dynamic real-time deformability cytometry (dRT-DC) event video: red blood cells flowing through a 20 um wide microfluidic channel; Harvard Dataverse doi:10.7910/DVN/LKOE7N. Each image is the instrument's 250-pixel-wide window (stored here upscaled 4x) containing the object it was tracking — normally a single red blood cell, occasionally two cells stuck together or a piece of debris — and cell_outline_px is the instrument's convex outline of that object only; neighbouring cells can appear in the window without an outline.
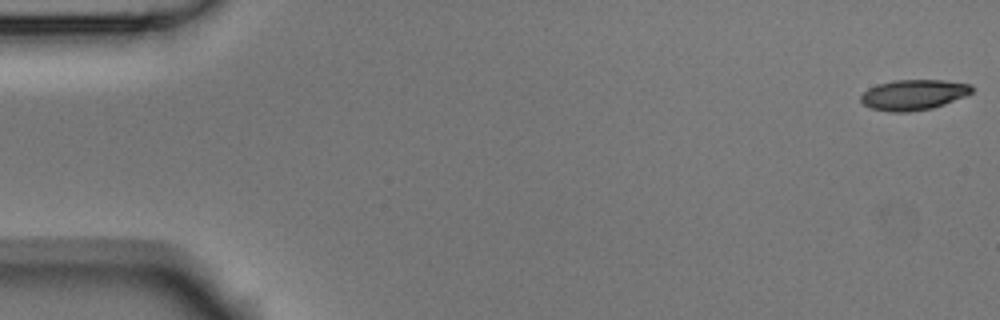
{"species": "Egyptian fruit bat (a non-hibernating species)", "species_latin": "Rousettus aegyptiacus", "temperature_condition": "room temperature", "stored_images_in_passage": 6, "camera_frame_rate_fps": 3000, "um_per_image_px": 0.085, "animal": {"sex": "male"}, "frame": {"image": 1, "passage_image": 1, "time_ms": 0.0, "image_size_px": [1000, 320], "cell_outline_px": [[972, 92], [964, 96], [944, 104], [932, 108], [908, 112], [888, 112], [872, 108], [864, 104], [860, 100], [860, 96], [868, 88], [892, 80], [944, 80], [972, 84]], "centroid_in_image_um": [77.64, 8.05], "position_along_channel_um": 7.4, "area_um2": 19.59}}
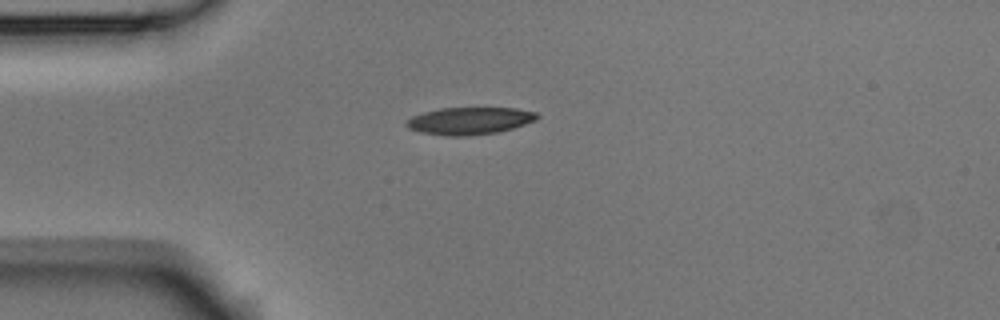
{"frame": {"image": 2, "passage_image": 4, "time_ms": 1.0, "image_size_px": [1000, 320], "cell_outline_px": [[540, 116], [536, 120], [500, 132], [464, 136], [448, 136], [420, 132], [408, 128], [404, 124], [412, 116], [424, 112], [440, 108], [516, 108], [536, 112]], "centroid_in_image_um": [39.92, 10.27], "position_along_channel_um": 45.1, "area_um2": 20.75}}
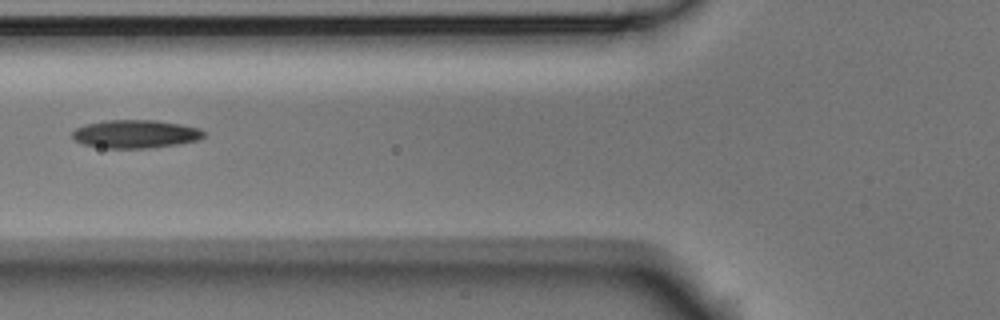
{"frame": {"image": 3, "passage_image": 6, "time_ms": 1.667, "image_size_px": [1000, 320], "cell_outline_px": [[204, 136], [196, 140], [176, 144], [144, 148], [104, 148], [84, 144], [76, 140], [72, 136], [72, 132], [76, 128], [84, 124], [104, 120], [156, 120], [180, 124], [200, 128], [204, 132]], "centroid_in_image_um": [11.48, 11.37], "position_along_channel_um": 114.3, "area_um2": 21.44}}